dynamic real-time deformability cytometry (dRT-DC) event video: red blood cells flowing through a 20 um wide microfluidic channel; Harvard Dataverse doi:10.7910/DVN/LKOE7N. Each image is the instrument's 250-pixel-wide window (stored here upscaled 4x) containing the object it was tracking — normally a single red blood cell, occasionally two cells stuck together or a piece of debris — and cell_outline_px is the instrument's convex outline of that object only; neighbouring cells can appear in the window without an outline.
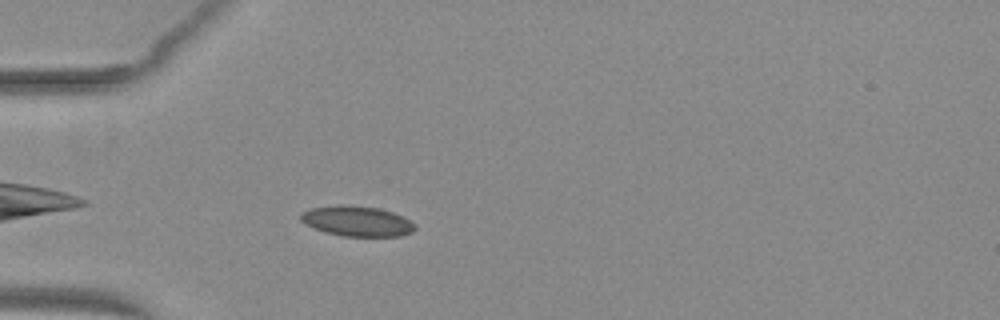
{"species": "common noctule bat (a hibernating species)", "species_latin": "Nyctalus noctula", "temperature_condition": "warm", "stored_images_in_passage": 39, "camera_frame_rate_fps": 3000, "um_per_image_px": 0.085, "animal": {"sex": "female", "body_mass_g": 29.2, "forearm_length_mm": 56.3}, "frame": {"image": 1, "passage_image": 3, "time_ms": 0.667, "image_size_px": [1000, 320], "cell_outline_px": [[416, 228], [412, 232], [400, 236], [344, 236], [324, 232], [304, 224], [300, 220], [300, 212], [312, 208], [340, 204], [348, 204], [380, 208], [404, 216], [412, 220], [416, 224]], "centroid_in_image_um": [30.36, 18.78], "position_along_channel_um": 54.6, "area_um2": 20.52}}
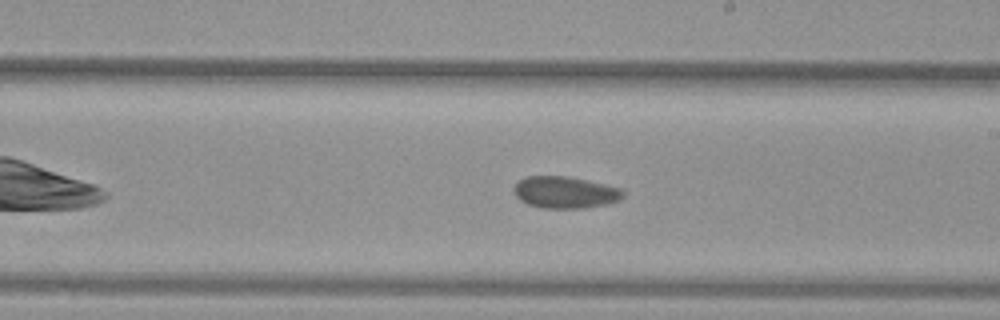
{"frame": {"image": 2, "passage_image": 18, "time_ms": 5.667, "image_size_px": [1000, 320], "cell_outline_px": [[624, 196], [620, 200], [608, 204], [584, 208], [544, 208], [528, 204], [520, 200], [516, 196], [512, 188], [520, 180], [528, 176], [568, 176], [588, 180], [620, 188], [624, 192]], "centroid_in_image_um": [48.05, 16.35], "position_along_channel_um": 241.0, "area_um2": 20.29}}
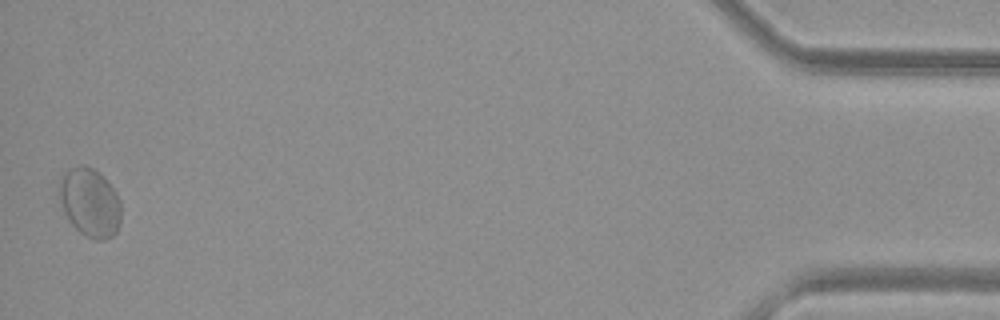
{"frame": {"image": 3, "passage_image": 39, "time_ms": 12.667, "image_size_px": [1000, 320], "cell_outline_px": [[120, 224], [116, 232], [112, 236], [104, 240], [96, 240], [80, 232], [68, 220], [64, 212], [60, 200], [60, 176], [68, 168], [84, 164], [92, 168], [116, 192], [120, 200]], "centroid_in_image_um": [7.63, 17.22], "position_along_channel_um": 427.6, "area_um2": 24.45}, "authors_computed_cell_mechanics": {"area_um2": 20.519, "velocity_mm_per_s": 3.9463, "shape_relaxation_time_tau1_ms": 10.4093, "shape_relaxation_time_tau2_ms": 1.3862, "deformation_change_tau1": 0.1023, "deformation_change_tau2": 0.033}}